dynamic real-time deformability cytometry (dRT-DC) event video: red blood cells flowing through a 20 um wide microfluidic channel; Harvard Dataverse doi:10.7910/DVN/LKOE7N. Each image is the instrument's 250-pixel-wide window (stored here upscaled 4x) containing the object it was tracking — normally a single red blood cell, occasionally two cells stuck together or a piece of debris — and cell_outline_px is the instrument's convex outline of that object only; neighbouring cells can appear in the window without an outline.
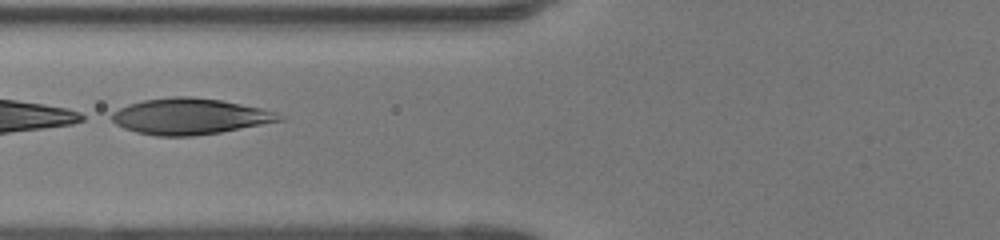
{"species": "human", "species_latin": "Homo sapiens", "temperature_condition": "room temperature", "stored_images_in_passage": 33, "camera_frame_rate_fps": 3000, "um_per_image_px": 0.085, "donor": {"sex": "female"}, "frame": {"image": 1, "passage_image": 6, "time_ms": 1.667, "image_size_px": [1000, 240], "cell_outline_px": [[284, 120], [220, 132], [192, 136], [156, 136], [136, 132], [124, 128], [116, 124], [112, 120], [112, 112], [128, 104], [144, 100], [172, 96], [192, 96], [220, 100], [260, 108], [276, 112], [284, 116]], "centroid_in_image_um": [16.12, 9.89], "position_along_channel_um": 109.7, "area_um2": 35.03}}
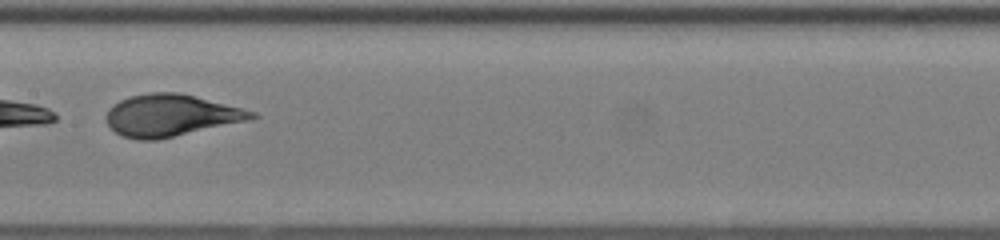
{"frame": {"image": 2, "passage_image": 12, "time_ms": 3.667, "image_size_px": [1000, 240], "cell_outline_px": [[260, 116], [248, 120], [156, 140], [136, 140], [124, 136], [116, 132], [108, 124], [104, 116], [108, 108], [112, 104], [128, 96], [152, 92], [176, 92], [256, 112]], "centroid_in_image_um": [14.45, 9.81], "position_along_channel_um": 193.0, "area_um2": 35.08}}
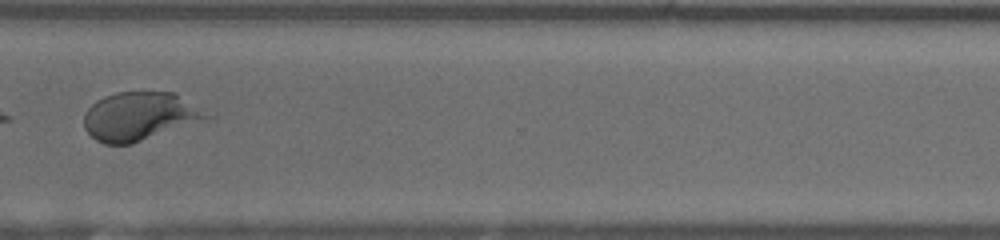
{"frame": {"image": 3, "passage_image": 24, "time_ms": 7.667, "image_size_px": [1000, 240], "cell_outline_px": [[216, 116], [132, 144], [104, 144], [96, 140], [84, 128], [84, 112], [96, 100], [104, 96], [116, 92], [176, 92], [216, 112]], "centroid_in_image_um": [11.99, 9.86], "position_along_channel_um": 358.6, "area_um2": 35.49}, "authors_computed_cell_mechanics": {"area_um2": 35.1424, "velocity_mm_per_s": 4.1456, "shape_relaxation_time_tau1_ms": 1.5547, "shape_relaxation_time_tau2_ms": null, "deformation_change_tau1": 0.3459, "deformation_change_tau2": null}}